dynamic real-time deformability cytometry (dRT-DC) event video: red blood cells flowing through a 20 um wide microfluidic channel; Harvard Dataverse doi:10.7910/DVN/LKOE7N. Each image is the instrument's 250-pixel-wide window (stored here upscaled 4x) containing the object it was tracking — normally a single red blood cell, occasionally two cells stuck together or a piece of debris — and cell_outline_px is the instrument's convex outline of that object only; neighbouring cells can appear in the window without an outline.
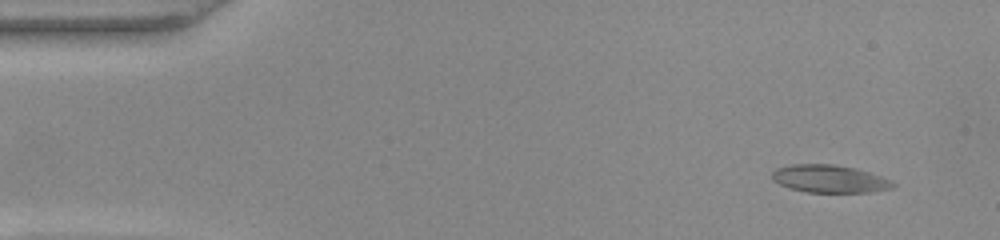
{"species": "common noctule bat (a hibernating species)", "species_latin": "Nyctalus noctula", "temperature_condition": "warm", "stored_images_in_passage": 47, "camera_frame_rate_fps": 3000, "um_per_image_px": 0.085, "animal": {"sex": "female", "body_mass_g": 22.0, "forearm_length_mm": 56.7}, "frame": {"image": 1, "passage_image": 1, "time_ms": 0.0, "image_size_px": [1000, 240], "cell_outline_px": [[896, 184], [892, 188], [868, 192], [808, 192], [792, 188], [780, 184], [772, 180], [772, 172], [776, 168], [792, 164], [836, 164], [856, 168], [892, 180]], "centroid_in_image_um": [70.51, 15.19], "position_along_channel_um": 14.5, "area_um2": 19.42}}
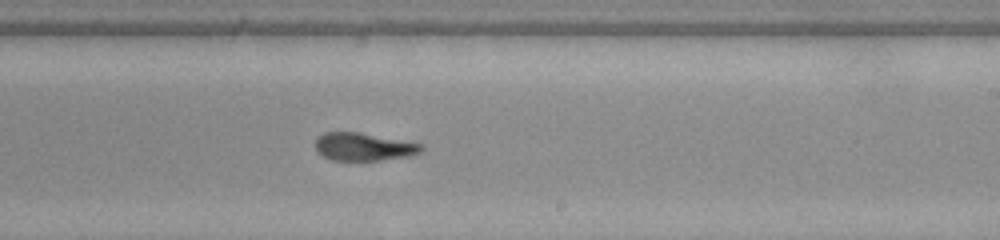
{"frame": {"image": 2, "passage_image": 27, "time_ms": 8.667, "image_size_px": [1000, 240], "cell_outline_px": [[424, 148], [420, 152], [408, 156], [380, 160], [332, 160], [316, 152], [316, 136], [324, 132], [360, 132], [424, 144]], "centroid_in_image_um": [30.9, 12.46], "position_along_channel_um": 258.1, "area_um2": 17.28}}
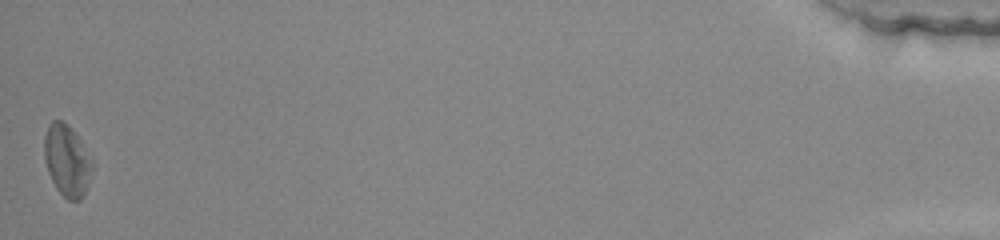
{"frame": {"image": 3, "passage_image": 47, "time_ms": 15.333, "image_size_px": [1000, 240], "cell_outline_px": [[92, 168], [84, 196], [80, 200], [68, 200], [56, 188], [48, 172], [44, 156], [44, 136], [48, 124], [52, 120], [60, 120], [68, 124], [80, 140], [92, 164]], "centroid_in_image_um": [5.66, 13.63], "position_along_channel_um": 429.5, "area_um2": 19.65}, "authors_computed_cell_mechanics": {"area_um2": 18.6116, "velocity_mm_per_s": 4.0471, "shape_relaxation_time_tau1_ms": null, "shape_relaxation_time_tau2_ms": 1.9021, "deformation_change_tau1": null, "deformation_change_tau2": 0.0896}}